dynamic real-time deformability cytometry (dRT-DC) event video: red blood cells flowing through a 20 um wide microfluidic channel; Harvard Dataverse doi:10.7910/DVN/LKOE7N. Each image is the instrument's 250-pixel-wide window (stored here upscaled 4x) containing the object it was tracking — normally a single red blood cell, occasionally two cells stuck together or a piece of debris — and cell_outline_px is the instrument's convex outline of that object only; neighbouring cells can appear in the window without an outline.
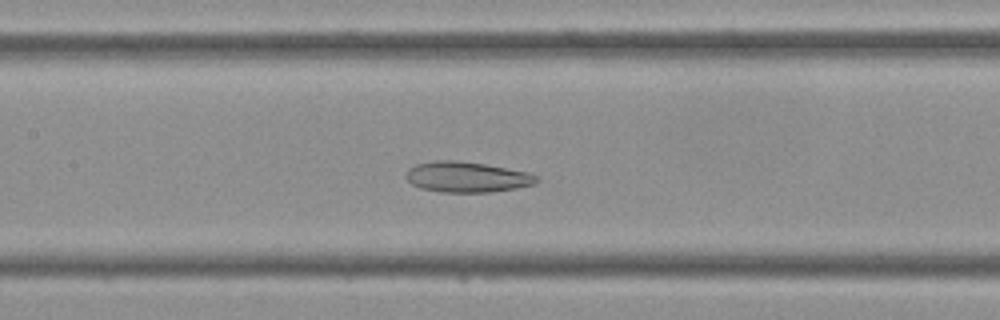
{"species": "Egyptian fruit bat (a non-hibernating species)", "species_latin": "Rousettus aegyptiacus", "temperature_condition": "cold", "stored_images_in_passage": 27, "camera_frame_rate_fps": 3000, "um_per_image_px": 0.085, "frame": {"image": 1, "passage_image": 13, "time_ms": 4.0, "image_size_px": [1000, 320], "cell_outline_px": [[540, 180], [536, 184], [516, 188], [488, 192], [440, 192], [420, 188], [412, 184], [408, 180], [408, 168], [416, 164], [436, 160], [456, 160], [484, 164], [528, 172], [536, 176]], "centroid_in_image_um": [39.7, 15.04], "position_along_channel_um": 167.7, "area_um2": 23.12}}
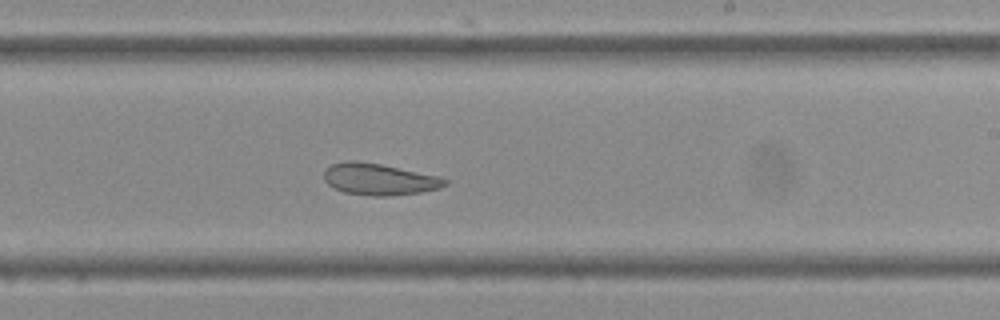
{"frame": {"image": 2, "passage_image": 19, "time_ms": 6.0, "image_size_px": [1000, 320], "cell_outline_px": [[448, 184], [436, 188], [420, 192], [388, 196], [372, 196], [344, 192], [332, 188], [324, 180], [324, 168], [332, 164], [348, 160], [356, 160], [380, 164], [440, 176], [448, 180]], "centroid_in_image_um": [32.18, 15.23], "position_along_channel_um": 256.8, "area_um2": 22.31}}
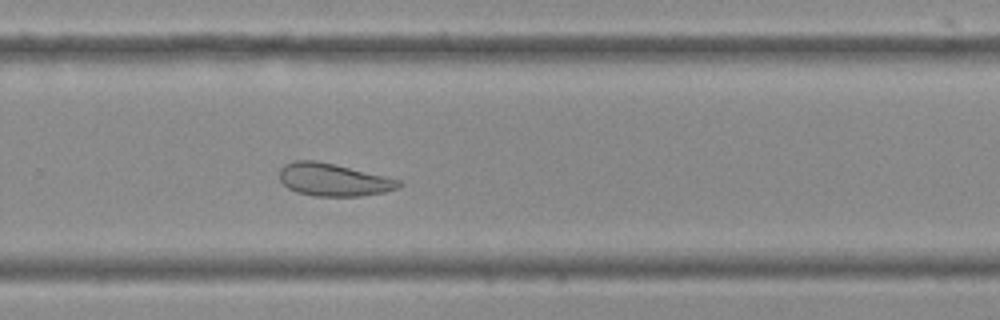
{"frame": {"image": 3, "passage_image": 22, "time_ms": 7.0, "image_size_px": [1000, 320], "cell_outline_px": [[404, 184], [400, 188], [384, 192], [360, 196], [316, 196], [296, 192], [288, 188], [280, 180], [280, 168], [284, 164], [296, 160], [312, 160], [336, 164], [404, 180]], "centroid_in_image_um": [28.4, 15.27], "position_along_channel_um": 301.4, "area_um2": 23.0}}